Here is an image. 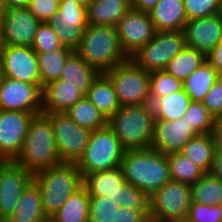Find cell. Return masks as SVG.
<instances>
[{"label": "cell", "instance_id": "obj_41", "mask_svg": "<svg viewBox=\"0 0 222 222\" xmlns=\"http://www.w3.org/2000/svg\"><path fill=\"white\" fill-rule=\"evenodd\" d=\"M120 202L121 208L149 209V196L128 182L121 186Z\"/></svg>", "mask_w": 222, "mask_h": 222}, {"label": "cell", "instance_id": "obj_19", "mask_svg": "<svg viewBox=\"0 0 222 222\" xmlns=\"http://www.w3.org/2000/svg\"><path fill=\"white\" fill-rule=\"evenodd\" d=\"M221 14L187 20L184 27L186 47L198 50L206 57L220 43Z\"/></svg>", "mask_w": 222, "mask_h": 222}, {"label": "cell", "instance_id": "obj_14", "mask_svg": "<svg viewBox=\"0 0 222 222\" xmlns=\"http://www.w3.org/2000/svg\"><path fill=\"white\" fill-rule=\"evenodd\" d=\"M33 181V173L15 161H0V222L13 213L20 196Z\"/></svg>", "mask_w": 222, "mask_h": 222}, {"label": "cell", "instance_id": "obj_32", "mask_svg": "<svg viewBox=\"0 0 222 222\" xmlns=\"http://www.w3.org/2000/svg\"><path fill=\"white\" fill-rule=\"evenodd\" d=\"M77 125L90 131L98 130L107 126V119L101 114L86 96H83L76 104L66 112Z\"/></svg>", "mask_w": 222, "mask_h": 222}, {"label": "cell", "instance_id": "obj_4", "mask_svg": "<svg viewBox=\"0 0 222 222\" xmlns=\"http://www.w3.org/2000/svg\"><path fill=\"white\" fill-rule=\"evenodd\" d=\"M152 105L121 106L107 121L125 150L149 149L154 136Z\"/></svg>", "mask_w": 222, "mask_h": 222}, {"label": "cell", "instance_id": "obj_25", "mask_svg": "<svg viewBox=\"0 0 222 222\" xmlns=\"http://www.w3.org/2000/svg\"><path fill=\"white\" fill-rule=\"evenodd\" d=\"M86 97L107 120L121 108L113 83L105 73L92 82Z\"/></svg>", "mask_w": 222, "mask_h": 222}, {"label": "cell", "instance_id": "obj_7", "mask_svg": "<svg viewBox=\"0 0 222 222\" xmlns=\"http://www.w3.org/2000/svg\"><path fill=\"white\" fill-rule=\"evenodd\" d=\"M121 106L148 105L150 97V72L137 66L131 59L107 70Z\"/></svg>", "mask_w": 222, "mask_h": 222}, {"label": "cell", "instance_id": "obj_20", "mask_svg": "<svg viewBox=\"0 0 222 222\" xmlns=\"http://www.w3.org/2000/svg\"><path fill=\"white\" fill-rule=\"evenodd\" d=\"M84 95L77 86L59 78L48 82L42 89V112H66Z\"/></svg>", "mask_w": 222, "mask_h": 222}, {"label": "cell", "instance_id": "obj_17", "mask_svg": "<svg viewBox=\"0 0 222 222\" xmlns=\"http://www.w3.org/2000/svg\"><path fill=\"white\" fill-rule=\"evenodd\" d=\"M198 134L183 117L176 120H154L151 149L165 155L181 152L189 140Z\"/></svg>", "mask_w": 222, "mask_h": 222}, {"label": "cell", "instance_id": "obj_40", "mask_svg": "<svg viewBox=\"0 0 222 222\" xmlns=\"http://www.w3.org/2000/svg\"><path fill=\"white\" fill-rule=\"evenodd\" d=\"M62 44L49 22H42L37 28L32 48L36 53L52 51Z\"/></svg>", "mask_w": 222, "mask_h": 222}, {"label": "cell", "instance_id": "obj_39", "mask_svg": "<svg viewBox=\"0 0 222 222\" xmlns=\"http://www.w3.org/2000/svg\"><path fill=\"white\" fill-rule=\"evenodd\" d=\"M187 20L214 16L222 13V0H183Z\"/></svg>", "mask_w": 222, "mask_h": 222}, {"label": "cell", "instance_id": "obj_27", "mask_svg": "<svg viewBox=\"0 0 222 222\" xmlns=\"http://www.w3.org/2000/svg\"><path fill=\"white\" fill-rule=\"evenodd\" d=\"M216 151L213 133L198 134L191 138L182 148L181 153L187 156L204 173H209Z\"/></svg>", "mask_w": 222, "mask_h": 222}, {"label": "cell", "instance_id": "obj_16", "mask_svg": "<svg viewBox=\"0 0 222 222\" xmlns=\"http://www.w3.org/2000/svg\"><path fill=\"white\" fill-rule=\"evenodd\" d=\"M116 28L121 46L129 57L152 40L157 32L149 12L132 8L123 15Z\"/></svg>", "mask_w": 222, "mask_h": 222}, {"label": "cell", "instance_id": "obj_49", "mask_svg": "<svg viewBox=\"0 0 222 222\" xmlns=\"http://www.w3.org/2000/svg\"><path fill=\"white\" fill-rule=\"evenodd\" d=\"M213 136L215 139L216 151L222 153V118L215 121Z\"/></svg>", "mask_w": 222, "mask_h": 222}, {"label": "cell", "instance_id": "obj_28", "mask_svg": "<svg viewBox=\"0 0 222 222\" xmlns=\"http://www.w3.org/2000/svg\"><path fill=\"white\" fill-rule=\"evenodd\" d=\"M90 196L84 186L74 192L49 222H89Z\"/></svg>", "mask_w": 222, "mask_h": 222}, {"label": "cell", "instance_id": "obj_8", "mask_svg": "<svg viewBox=\"0 0 222 222\" xmlns=\"http://www.w3.org/2000/svg\"><path fill=\"white\" fill-rule=\"evenodd\" d=\"M191 204V184L170 180L149 196V220L186 219Z\"/></svg>", "mask_w": 222, "mask_h": 222}, {"label": "cell", "instance_id": "obj_2", "mask_svg": "<svg viewBox=\"0 0 222 222\" xmlns=\"http://www.w3.org/2000/svg\"><path fill=\"white\" fill-rule=\"evenodd\" d=\"M120 168L126 182L148 196L171 180L167 155L151 148L125 150Z\"/></svg>", "mask_w": 222, "mask_h": 222}, {"label": "cell", "instance_id": "obj_52", "mask_svg": "<svg viewBox=\"0 0 222 222\" xmlns=\"http://www.w3.org/2000/svg\"><path fill=\"white\" fill-rule=\"evenodd\" d=\"M60 1H66V0H60ZM84 7H87V5L92 1V0H72Z\"/></svg>", "mask_w": 222, "mask_h": 222}, {"label": "cell", "instance_id": "obj_37", "mask_svg": "<svg viewBox=\"0 0 222 222\" xmlns=\"http://www.w3.org/2000/svg\"><path fill=\"white\" fill-rule=\"evenodd\" d=\"M183 118L199 134H210L214 131L216 120L204 107L202 102L191 101Z\"/></svg>", "mask_w": 222, "mask_h": 222}, {"label": "cell", "instance_id": "obj_35", "mask_svg": "<svg viewBox=\"0 0 222 222\" xmlns=\"http://www.w3.org/2000/svg\"><path fill=\"white\" fill-rule=\"evenodd\" d=\"M170 179L172 181L193 184L205 173L181 152L167 155Z\"/></svg>", "mask_w": 222, "mask_h": 222}, {"label": "cell", "instance_id": "obj_31", "mask_svg": "<svg viewBox=\"0 0 222 222\" xmlns=\"http://www.w3.org/2000/svg\"><path fill=\"white\" fill-rule=\"evenodd\" d=\"M72 52V49L62 45L49 52L37 53L42 86L60 78L65 61Z\"/></svg>", "mask_w": 222, "mask_h": 222}, {"label": "cell", "instance_id": "obj_50", "mask_svg": "<svg viewBox=\"0 0 222 222\" xmlns=\"http://www.w3.org/2000/svg\"><path fill=\"white\" fill-rule=\"evenodd\" d=\"M30 0H5L7 8L28 7Z\"/></svg>", "mask_w": 222, "mask_h": 222}, {"label": "cell", "instance_id": "obj_44", "mask_svg": "<svg viewBox=\"0 0 222 222\" xmlns=\"http://www.w3.org/2000/svg\"><path fill=\"white\" fill-rule=\"evenodd\" d=\"M215 120L222 118V81L218 79L202 101Z\"/></svg>", "mask_w": 222, "mask_h": 222}, {"label": "cell", "instance_id": "obj_55", "mask_svg": "<svg viewBox=\"0 0 222 222\" xmlns=\"http://www.w3.org/2000/svg\"><path fill=\"white\" fill-rule=\"evenodd\" d=\"M220 43H222V13H221Z\"/></svg>", "mask_w": 222, "mask_h": 222}, {"label": "cell", "instance_id": "obj_24", "mask_svg": "<svg viewBox=\"0 0 222 222\" xmlns=\"http://www.w3.org/2000/svg\"><path fill=\"white\" fill-rule=\"evenodd\" d=\"M131 8V0H92L87 5L88 24L116 27Z\"/></svg>", "mask_w": 222, "mask_h": 222}, {"label": "cell", "instance_id": "obj_48", "mask_svg": "<svg viewBox=\"0 0 222 222\" xmlns=\"http://www.w3.org/2000/svg\"><path fill=\"white\" fill-rule=\"evenodd\" d=\"M158 0H131L132 9L142 12H149Z\"/></svg>", "mask_w": 222, "mask_h": 222}, {"label": "cell", "instance_id": "obj_53", "mask_svg": "<svg viewBox=\"0 0 222 222\" xmlns=\"http://www.w3.org/2000/svg\"><path fill=\"white\" fill-rule=\"evenodd\" d=\"M3 45V24L2 18H0V47Z\"/></svg>", "mask_w": 222, "mask_h": 222}, {"label": "cell", "instance_id": "obj_36", "mask_svg": "<svg viewBox=\"0 0 222 222\" xmlns=\"http://www.w3.org/2000/svg\"><path fill=\"white\" fill-rule=\"evenodd\" d=\"M151 103L160 97H165L183 89V82L176 79L166 71L150 72Z\"/></svg>", "mask_w": 222, "mask_h": 222}, {"label": "cell", "instance_id": "obj_9", "mask_svg": "<svg viewBox=\"0 0 222 222\" xmlns=\"http://www.w3.org/2000/svg\"><path fill=\"white\" fill-rule=\"evenodd\" d=\"M185 47L183 30L157 31L153 39L139 48L130 59L147 72L161 71Z\"/></svg>", "mask_w": 222, "mask_h": 222}, {"label": "cell", "instance_id": "obj_33", "mask_svg": "<svg viewBox=\"0 0 222 222\" xmlns=\"http://www.w3.org/2000/svg\"><path fill=\"white\" fill-rule=\"evenodd\" d=\"M206 60V56L203 53L185 47L168 62L164 71L184 82L187 77L198 69Z\"/></svg>", "mask_w": 222, "mask_h": 222}, {"label": "cell", "instance_id": "obj_45", "mask_svg": "<svg viewBox=\"0 0 222 222\" xmlns=\"http://www.w3.org/2000/svg\"><path fill=\"white\" fill-rule=\"evenodd\" d=\"M114 222H150L149 209H117Z\"/></svg>", "mask_w": 222, "mask_h": 222}, {"label": "cell", "instance_id": "obj_26", "mask_svg": "<svg viewBox=\"0 0 222 222\" xmlns=\"http://www.w3.org/2000/svg\"><path fill=\"white\" fill-rule=\"evenodd\" d=\"M99 74L96 68L90 66L76 51H73L65 61L60 78L77 86L78 91L86 96L92 82Z\"/></svg>", "mask_w": 222, "mask_h": 222}, {"label": "cell", "instance_id": "obj_29", "mask_svg": "<svg viewBox=\"0 0 222 222\" xmlns=\"http://www.w3.org/2000/svg\"><path fill=\"white\" fill-rule=\"evenodd\" d=\"M218 79V72L206 60L183 82V89L192 102H202Z\"/></svg>", "mask_w": 222, "mask_h": 222}, {"label": "cell", "instance_id": "obj_22", "mask_svg": "<svg viewBox=\"0 0 222 222\" xmlns=\"http://www.w3.org/2000/svg\"><path fill=\"white\" fill-rule=\"evenodd\" d=\"M4 222H49L40 189L34 181L23 191L13 213Z\"/></svg>", "mask_w": 222, "mask_h": 222}, {"label": "cell", "instance_id": "obj_21", "mask_svg": "<svg viewBox=\"0 0 222 222\" xmlns=\"http://www.w3.org/2000/svg\"><path fill=\"white\" fill-rule=\"evenodd\" d=\"M126 182L120 167L86 174L83 186L89 196L112 197L120 207L121 186Z\"/></svg>", "mask_w": 222, "mask_h": 222}, {"label": "cell", "instance_id": "obj_15", "mask_svg": "<svg viewBox=\"0 0 222 222\" xmlns=\"http://www.w3.org/2000/svg\"><path fill=\"white\" fill-rule=\"evenodd\" d=\"M0 109L42 113V90L37 85L3 77L0 83Z\"/></svg>", "mask_w": 222, "mask_h": 222}, {"label": "cell", "instance_id": "obj_13", "mask_svg": "<svg viewBox=\"0 0 222 222\" xmlns=\"http://www.w3.org/2000/svg\"><path fill=\"white\" fill-rule=\"evenodd\" d=\"M35 114L0 109V161H15Z\"/></svg>", "mask_w": 222, "mask_h": 222}, {"label": "cell", "instance_id": "obj_11", "mask_svg": "<svg viewBox=\"0 0 222 222\" xmlns=\"http://www.w3.org/2000/svg\"><path fill=\"white\" fill-rule=\"evenodd\" d=\"M0 64L3 77L37 85L41 90L40 71L37 53L29 46L2 45Z\"/></svg>", "mask_w": 222, "mask_h": 222}, {"label": "cell", "instance_id": "obj_23", "mask_svg": "<svg viewBox=\"0 0 222 222\" xmlns=\"http://www.w3.org/2000/svg\"><path fill=\"white\" fill-rule=\"evenodd\" d=\"M149 15L157 31L184 30L187 22L183 0H158Z\"/></svg>", "mask_w": 222, "mask_h": 222}, {"label": "cell", "instance_id": "obj_43", "mask_svg": "<svg viewBox=\"0 0 222 222\" xmlns=\"http://www.w3.org/2000/svg\"><path fill=\"white\" fill-rule=\"evenodd\" d=\"M60 0H30L28 9L42 23L55 18Z\"/></svg>", "mask_w": 222, "mask_h": 222}, {"label": "cell", "instance_id": "obj_38", "mask_svg": "<svg viewBox=\"0 0 222 222\" xmlns=\"http://www.w3.org/2000/svg\"><path fill=\"white\" fill-rule=\"evenodd\" d=\"M117 209L119 206L112 197L90 196L88 221L114 222Z\"/></svg>", "mask_w": 222, "mask_h": 222}, {"label": "cell", "instance_id": "obj_18", "mask_svg": "<svg viewBox=\"0 0 222 222\" xmlns=\"http://www.w3.org/2000/svg\"><path fill=\"white\" fill-rule=\"evenodd\" d=\"M40 23L28 7L7 8L2 18L3 45L32 47Z\"/></svg>", "mask_w": 222, "mask_h": 222}, {"label": "cell", "instance_id": "obj_6", "mask_svg": "<svg viewBox=\"0 0 222 222\" xmlns=\"http://www.w3.org/2000/svg\"><path fill=\"white\" fill-rule=\"evenodd\" d=\"M125 149L116 134L108 127L94 130L83 155L76 162L84 177L86 174L120 167Z\"/></svg>", "mask_w": 222, "mask_h": 222}, {"label": "cell", "instance_id": "obj_47", "mask_svg": "<svg viewBox=\"0 0 222 222\" xmlns=\"http://www.w3.org/2000/svg\"><path fill=\"white\" fill-rule=\"evenodd\" d=\"M212 176L222 181V153L215 151L211 170L209 172Z\"/></svg>", "mask_w": 222, "mask_h": 222}, {"label": "cell", "instance_id": "obj_3", "mask_svg": "<svg viewBox=\"0 0 222 222\" xmlns=\"http://www.w3.org/2000/svg\"><path fill=\"white\" fill-rule=\"evenodd\" d=\"M75 51L100 73L130 59L121 46L117 28L111 26L88 25Z\"/></svg>", "mask_w": 222, "mask_h": 222}, {"label": "cell", "instance_id": "obj_42", "mask_svg": "<svg viewBox=\"0 0 222 222\" xmlns=\"http://www.w3.org/2000/svg\"><path fill=\"white\" fill-rule=\"evenodd\" d=\"M221 205L209 206L192 202L187 219L190 222H222Z\"/></svg>", "mask_w": 222, "mask_h": 222}, {"label": "cell", "instance_id": "obj_5", "mask_svg": "<svg viewBox=\"0 0 222 222\" xmlns=\"http://www.w3.org/2000/svg\"><path fill=\"white\" fill-rule=\"evenodd\" d=\"M33 181L40 189L44 213L48 218L83 186V176L76 163L68 162L39 170L33 174Z\"/></svg>", "mask_w": 222, "mask_h": 222}, {"label": "cell", "instance_id": "obj_34", "mask_svg": "<svg viewBox=\"0 0 222 222\" xmlns=\"http://www.w3.org/2000/svg\"><path fill=\"white\" fill-rule=\"evenodd\" d=\"M191 192L192 202L209 206L222 204V181L210 173L191 184Z\"/></svg>", "mask_w": 222, "mask_h": 222}, {"label": "cell", "instance_id": "obj_56", "mask_svg": "<svg viewBox=\"0 0 222 222\" xmlns=\"http://www.w3.org/2000/svg\"><path fill=\"white\" fill-rule=\"evenodd\" d=\"M2 78H3V72H2V68H1V64H0V83H1Z\"/></svg>", "mask_w": 222, "mask_h": 222}, {"label": "cell", "instance_id": "obj_30", "mask_svg": "<svg viewBox=\"0 0 222 222\" xmlns=\"http://www.w3.org/2000/svg\"><path fill=\"white\" fill-rule=\"evenodd\" d=\"M190 103L191 99L182 89L155 99L151 105L155 120H176L184 116Z\"/></svg>", "mask_w": 222, "mask_h": 222}, {"label": "cell", "instance_id": "obj_46", "mask_svg": "<svg viewBox=\"0 0 222 222\" xmlns=\"http://www.w3.org/2000/svg\"><path fill=\"white\" fill-rule=\"evenodd\" d=\"M206 59L218 73L222 71V43L213 48Z\"/></svg>", "mask_w": 222, "mask_h": 222}, {"label": "cell", "instance_id": "obj_10", "mask_svg": "<svg viewBox=\"0 0 222 222\" xmlns=\"http://www.w3.org/2000/svg\"><path fill=\"white\" fill-rule=\"evenodd\" d=\"M47 114L53 126L59 157L62 162L76 163L83 155L92 131L77 125L64 112Z\"/></svg>", "mask_w": 222, "mask_h": 222}, {"label": "cell", "instance_id": "obj_51", "mask_svg": "<svg viewBox=\"0 0 222 222\" xmlns=\"http://www.w3.org/2000/svg\"><path fill=\"white\" fill-rule=\"evenodd\" d=\"M7 12L5 0H0V18H3Z\"/></svg>", "mask_w": 222, "mask_h": 222}, {"label": "cell", "instance_id": "obj_54", "mask_svg": "<svg viewBox=\"0 0 222 222\" xmlns=\"http://www.w3.org/2000/svg\"><path fill=\"white\" fill-rule=\"evenodd\" d=\"M165 222H190V221L186 218V219L170 220Z\"/></svg>", "mask_w": 222, "mask_h": 222}, {"label": "cell", "instance_id": "obj_1", "mask_svg": "<svg viewBox=\"0 0 222 222\" xmlns=\"http://www.w3.org/2000/svg\"><path fill=\"white\" fill-rule=\"evenodd\" d=\"M15 162L33 174L63 163L47 113H38L31 119L22 151Z\"/></svg>", "mask_w": 222, "mask_h": 222}, {"label": "cell", "instance_id": "obj_12", "mask_svg": "<svg viewBox=\"0 0 222 222\" xmlns=\"http://www.w3.org/2000/svg\"><path fill=\"white\" fill-rule=\"evenodd\" d=\"M49 23L61 44L75 51L89 25L87 7L72 0L60 1L57 14Z\"/></svg>", "mask_w": 222, "mask_h": 222}, {"label": "cell", "instance_id": "obj_57", "mask_svg": "<svg viewBox=\"0 0 222 222\" xmlns=\"http://www.w3.org/2000/svg\"><path fill=\"white\" fill-rule=\"evenodd\" d=\"M219 79L222 81V71L218 73Z\"/></svg>", "mask_w": 222, "mask_h": 222}]
</instances>
